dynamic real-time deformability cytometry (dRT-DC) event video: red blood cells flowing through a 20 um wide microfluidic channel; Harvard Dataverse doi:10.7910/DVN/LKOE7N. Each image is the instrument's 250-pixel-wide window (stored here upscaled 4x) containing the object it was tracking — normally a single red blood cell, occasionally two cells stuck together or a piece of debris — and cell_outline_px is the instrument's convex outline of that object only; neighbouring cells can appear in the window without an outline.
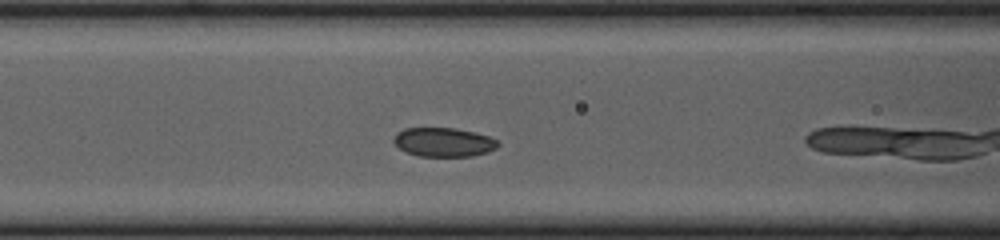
{"species": "common noctule bat (a hibernating species)", "species_latin": "Nyctalus noctula", "temperature_condition": "cold", "stored_images_in_passage": 9, "camera_frame_rate_fps": 3000, "um_per_image_px": 0.085, "animal": {"sex": "female", "body_mass_g": 23.0, "forearm_length_mm": 53.4}, "frame": {"image": 1, "passage_image": 8, "time_ms": 2.333, "image_size_px": [1000, 240], "cell_outline_px": [[500, 144], [496, 148], [488, 152], [472, 156], [420, 156], [408, 152], [400, 148], [392, 140], [396, 132], [404, 128], [456, 128], [488, 136], [496, 140]], "centroid_in_image_um": [37.7, 12.08], "position_along_channel_um": 128.9, "area_um2": 17.51}}